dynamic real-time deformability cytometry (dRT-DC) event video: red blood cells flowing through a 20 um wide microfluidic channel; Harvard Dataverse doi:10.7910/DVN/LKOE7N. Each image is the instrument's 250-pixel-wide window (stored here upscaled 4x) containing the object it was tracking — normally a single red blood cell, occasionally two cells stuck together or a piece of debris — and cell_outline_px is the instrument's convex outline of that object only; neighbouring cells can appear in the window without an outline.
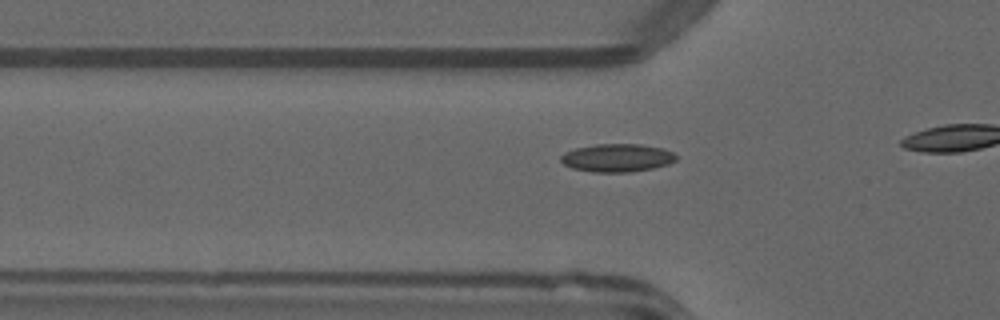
{"species": "common noctule bat (a hibernating species)", "species_latin": "Nyctalus noctula", "temperature_condition": "warm", "stored_images_in_passage": 9, "camera_frame_rate_fps": 3000, "um_per_image_px": 0.085, "animal": {"sex": "male", "forearm_length_mm": 52.5}, "frame": {"image": 1, "passage_image": 4, "time_ms": 1.0, "image_size_px": [1000, 320], "cell_outline_px": [[676, 160], [668, 164], [652, 168], [632, 172], [592, 172], [572, 168], [564, 164], [560, 160], [560, 156], [564, 152], [576, 148], [596, 144], [640, 144], [664, 148], [672, 152], [676, 156]], "centroid_in_image_um": [52.44, 13.41], "position_along_channel_um": 73.4, "area_um2": 18.9}}